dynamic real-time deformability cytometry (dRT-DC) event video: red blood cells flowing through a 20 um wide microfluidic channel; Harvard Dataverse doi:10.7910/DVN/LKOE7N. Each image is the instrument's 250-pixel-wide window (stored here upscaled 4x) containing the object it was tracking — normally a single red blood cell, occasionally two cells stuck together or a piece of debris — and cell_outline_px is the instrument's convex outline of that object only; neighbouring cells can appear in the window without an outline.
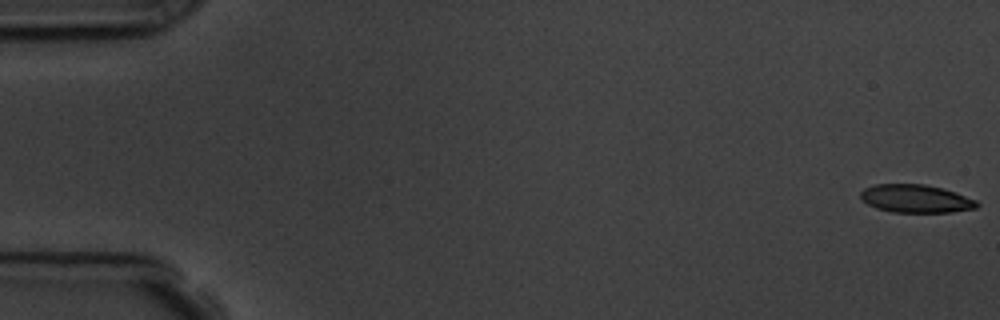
{"species": "common noctule bat (a hibernating species)", "species_latin": "Nyctalus noctula", "temperature_condition": "room temperature", "stored_images_in_passage": 57, "camera_frame_rate_fps": 3000, "um_per_image_px": 0.085, "animal": {"sex": "male", "body_mass_g": 19.5, "forearm_length_mm": 54.6}, "frame": {"image": 1, "passage_image": 1, "time_ms": 0.0, "image_size_px": [1000, 320], "cell_outline_px": [[980, 204], [976, 208], [952, 212], [892, 212], [876, 208], [860, 200], [860, 192], [864, 188], [876, 184], [924, 184], [944, 188], [956, 192], [976, 200]], "centroid_in_image_um": [77.84, 16.88], "position_along_channel_um": 7.2, "area_um2": 19.19}}
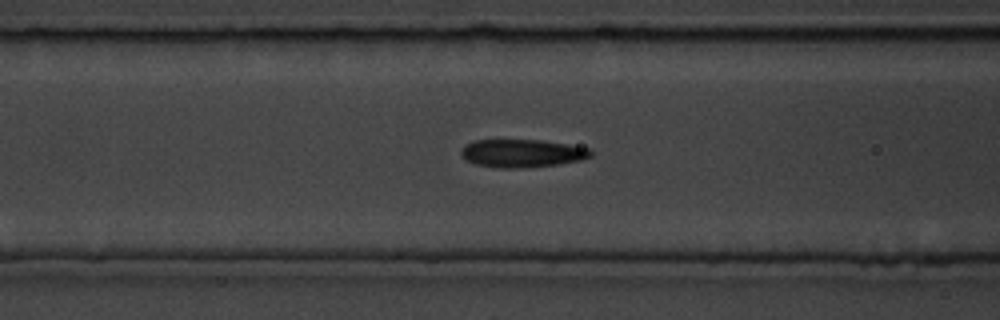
{"frame": {"image": 2, "passage_image": 23, "time_ms": 7.333, "image_size_px": [1000, 320], "cell_outline_px": [[592, 156], [580, 160], [560, 164], [520, 168], [496, 168], [476, 164], [464, 160], [460, 152], [468, 144], [476, 140], [540, 140], [592, 148]], "centroid_in_image_um": [44.4, 13.04], "position_along_channel_um": 122.2, "area_um2": 21.15}}
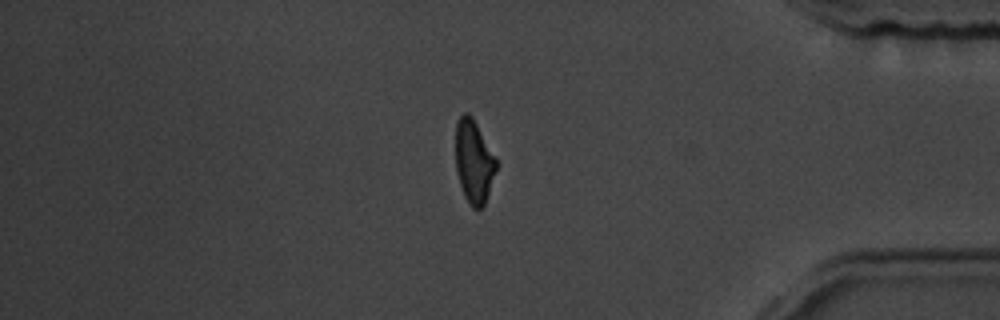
{"frame": {"image": 3, "passage_image": 48, "time_ms": 15.667, "image_size_px": [1000, 320], "cell_outline_px": [[496, 168], [484, 204], [480, 208], [472, 208], [464, 196], [456, 172], [456, 124], [460, 116], [464, 112], [468, 112], [472, 116], [496, 160]], "centroid_in_image_um": [40.24, 13.72], "position_along_channel_um": 395.0, "area_um2": 19.19}, "authors_computed_cell_mechanics": {"area_um2": 20.6924, "velocity_mm_per_s": 3.6224, "shape_relaxation_time_tau1_ms": 6.5957, "shape_relaxation_time_tau2_ms": 1.7379, "deformation_change_tau1": 0.161, "deformation_change_tau2": 0.0984}}